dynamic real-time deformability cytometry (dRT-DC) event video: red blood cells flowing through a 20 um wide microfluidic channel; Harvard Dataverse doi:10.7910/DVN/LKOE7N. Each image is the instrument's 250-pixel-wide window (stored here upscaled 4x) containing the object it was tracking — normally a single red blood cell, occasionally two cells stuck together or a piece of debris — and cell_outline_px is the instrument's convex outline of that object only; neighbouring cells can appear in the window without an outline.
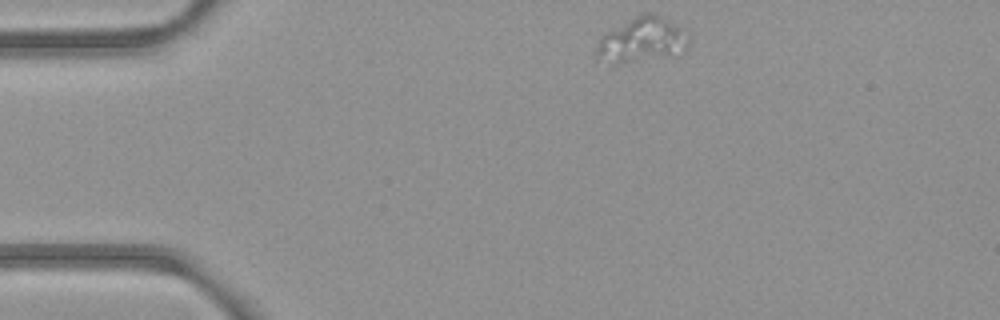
{"species": "common noctule bat (a hibernating species)", "species_latin": "Nyctalus noctula", "temperature_condition": "room temperature", "stored_images_in_passage": 45, "camera_frame_rate_fps": 3000, "um_per_image_px": 0.085, "animal": {"sex": "female", "body_mass_g": 21.9}, "frame": {"image": 1, "passage_image": 1, "time_ms": 0.0, "image_size_px": [1000, 320], "cell_outline_px": [[688, 48], [672, 56], [620, 64], [616, 64], [596, 60], [596, 48], [600, 36], [604, 32], [640, 12], [652, 12], [668, 20], [688, 32]], "centroid_in_image_um": [54.52, 3.39], "position_along_channel_um": 30.5, "area_um2": 24.8}}
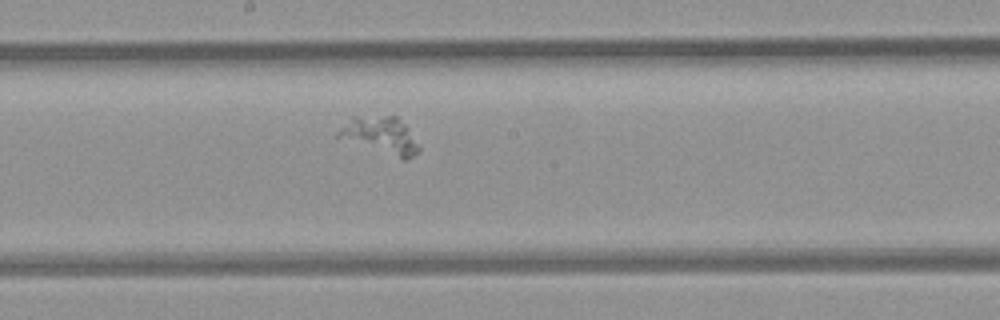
{"frame": {"image": 2, "passage_image": 20, "time_ms": 6.333, "image_size_px": [1000, 320], "cell_outline_px": [[420, 148], [412, 156], [404, 160], [336, 136], [336, 132], [352, 116], [396, 116], [404, 124]], "centroid_in_image_um": [32.33, 11.49], "position_along_channel_um": 215.9, "area_um2": 16.76}}
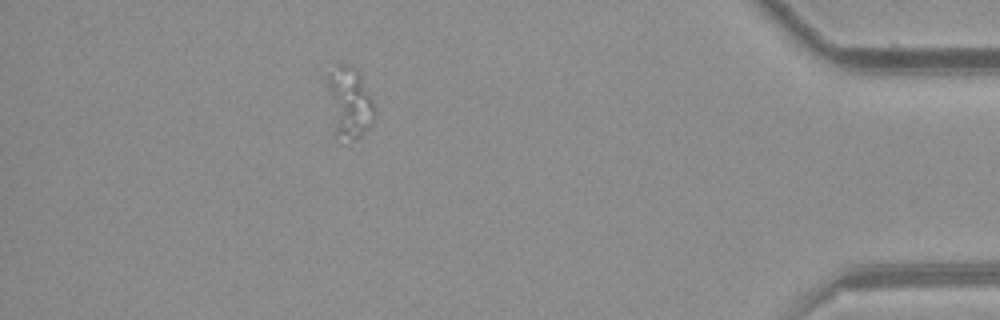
{"frame": {"image": 3, "passage_image": 39, "time_ms": 12.667, "image_size_px": [1000, 320], "cell_outline_px": [[376, 116], [368, 128], [352, 148], [332, 136], [328, 88], [328, 72], [336, 64], [348, 64], [356, 68], [376, 108]], "centroid_in_image_um": [29.67, 8.88], "position_along_channel_um": 405.5, "area_um2": 20.75}}